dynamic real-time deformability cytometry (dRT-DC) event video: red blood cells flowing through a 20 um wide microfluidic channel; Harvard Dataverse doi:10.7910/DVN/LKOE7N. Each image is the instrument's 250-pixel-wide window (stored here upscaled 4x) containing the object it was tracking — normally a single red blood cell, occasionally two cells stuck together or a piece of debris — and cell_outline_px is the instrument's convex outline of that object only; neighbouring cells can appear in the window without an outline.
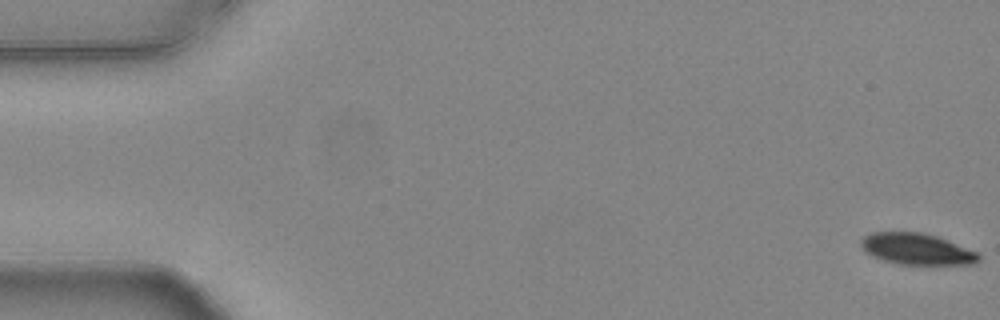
{"species": "common noctule bat (a hibernating species)", "species_latin": "Nyctalus noctula", "temperature_condition": "warm", "stored_images_in_passage": 55, "camera_frame_rate_fps": 3000, "um_per_image_px": 0.085, "animal": {"sex": "female", "body_mass_g": 24.6, "forearm_length_mm": 56.2}, "frame": {"image": 1, "passage_image": 1, "time_ms": 0.0, "image_size_px": [1000, 320], "cell_outline_px": [[980, 260], [972, 264], [900, 264], [884, 260], [872, 256], [864, 252], [860, 244], [860, 240], [864, 236], [872, 232], [920, 232], [936, 236], [976, 252], [980, 256]], "centroid_in_image_um": [77.86, 21.16], "position_along_channel_um": 7.1, "area_um2": 21.21}}
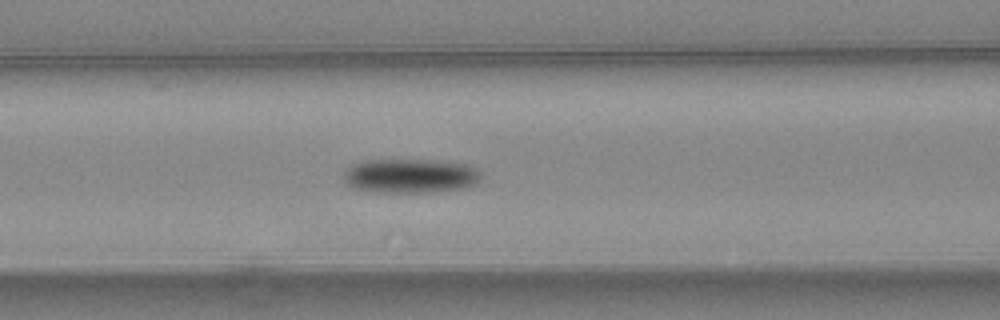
{"frame": {"image": 2, "passage_image": 23, "time_ms": 7.333, "image_size_px": [1000, 320], "cell_outline_px": [[484, 172], [480, 180], [476, 184], [464, 188], [432, 192], [372, 192], [352, 188], [344, 180], [344, 168], [352, 164], [364, 160], [428, 160], [464, 164], [476, 168]], "centroid_in_image_um": [34.87, 14.95], "position_along_channel_um": 131.7, "area_um2": 27.74}}
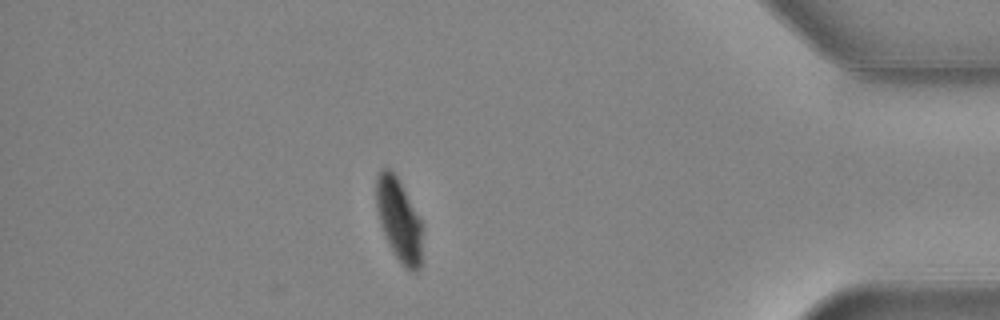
{"frame": {"image": 3, "passage_image": 48, "time_ms": 15.667, "image_size_px": [1000, 320], "cell_outline_px": [[420, 268], [416, 272], [412, 272], [404, 268], [388, 244], [380, 224], [376, 204], [376, 176], [380, 168], [388, 168], [396, 176], [404, 188], [420, 220]], "centroid_in_image_um": [33.86, 18.67], "position_along_channel_um": 401.3, "area_um2": 21.85}, "authors_computed_cell_mechanics": {"area_um2": 25.0274, "velocity_mm_per_s": 3.756, "shape_relaxation_time_tau1_ms": 2.7427, "shape_relaxation_time_tau2_ms": null, "deformation_change_tau1": 0.1149, "deformation_change_tau2": null}}